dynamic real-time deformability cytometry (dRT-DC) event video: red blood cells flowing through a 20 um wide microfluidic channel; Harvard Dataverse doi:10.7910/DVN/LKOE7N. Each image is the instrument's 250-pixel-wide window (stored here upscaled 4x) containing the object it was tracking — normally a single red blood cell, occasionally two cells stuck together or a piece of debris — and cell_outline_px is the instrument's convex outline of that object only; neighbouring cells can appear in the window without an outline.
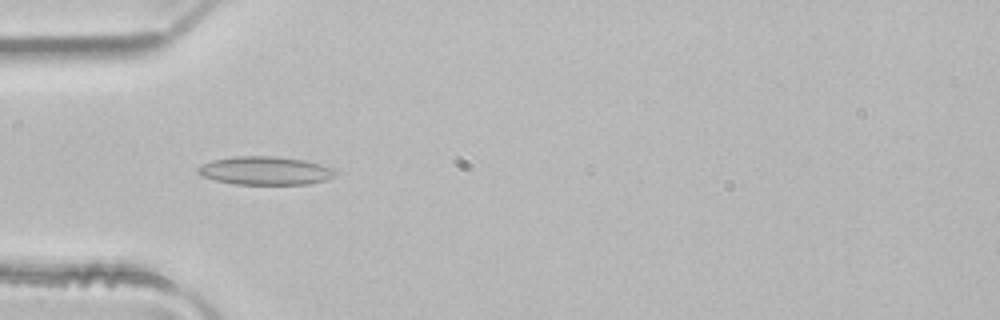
{"species": "common noctule bat (a hibernating species)", "species_latin": "Nyctalus noctula", "temperature_condition": "room temperature", "stored_images_in_passage": 4, "camera_frame_rate_fps": 3000, "um_per_image_px": 0.085, "animal": {"sex": "male", "body_mass_g": 21.5, "forearm_length_mm": 52.0}, "frame": {"image": 1, "passage_image": 3, "time_ms": 0.667, "image_size_px": [1000, 320], "cell_outline_px": [[336, 176], [324, 180], [308, 184], [232, 184], [216, 180], [204, 176], [196, 172], [196, 168], [212, 160], [236, 156], [276, 156], [304, 160], [320, 164], [332, 168], [336, 172]], "centroid_in_image_um": [22.55, 14.5], "position_along_channel_um": 62.5, "area_um2": 22.6}}
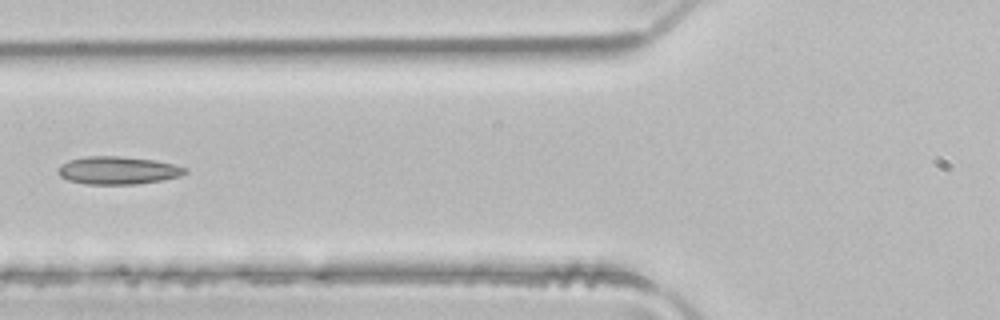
{"frame": {"image": 2, "passage_image": 4, "time_ms": 1.0, "image_size_px": [1000, 320], "cell_outline_px": [[188, 172], [180, 176], [164, 180], [136, 184], [84, 184], [68, 180], [60, 176], [56, 172], [56, 168], [60, 164], [68, 160], [84, 156], [120, 156], [152, 160], [172, 164], [188, 168]], "centroid_in_image_um": [9.98, 14.48], "position_along_channel_um": 115.8, "area_um2": 20.81}}